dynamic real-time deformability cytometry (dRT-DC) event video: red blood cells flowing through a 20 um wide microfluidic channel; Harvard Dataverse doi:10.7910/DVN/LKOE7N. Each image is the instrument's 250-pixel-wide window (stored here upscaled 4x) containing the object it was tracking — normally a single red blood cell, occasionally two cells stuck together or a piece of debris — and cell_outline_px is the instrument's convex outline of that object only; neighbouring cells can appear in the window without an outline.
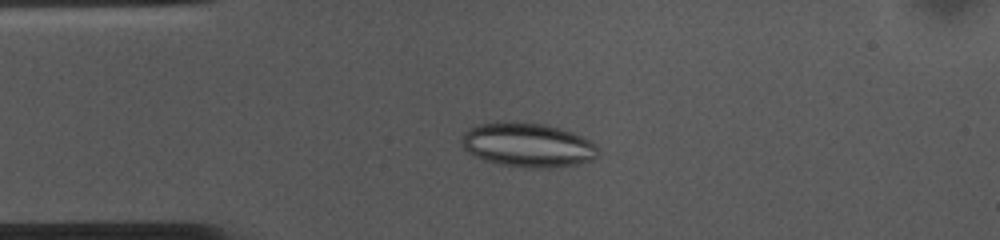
{"species": "common noctule bat (a hibernating species)", "species_latin": "Nyctalus noctula", "temperature_condition": "cold", "stored_images_in_passage": 46, "camera_frame_rate_fps": 3000, "um_per_image_px": 0.085, "animal": {"sex": "female", "body_mass_g": 10.0, "forearm_length_mm": 53.1}, "frame": {"image": 1, "passage_image": 4, "time_ms": 1.0, "image_size_px": [1000, 240], "cell_outline_px": [[600, 152], [592, 160], [576, 164], [552, 168], [524, 168], [500, 164], [484, 160], [472, 156], [460, 144], [460, 140], [464, 132], [468, 128], [480, 124], [496, 120], [516, 120], [544, 124], [560, 128], [572, 132], [596, 144], [600, 148]], "centroid_in_image_um": [44.81, 12.3], "position_along_channel_um": 40.2, "area_um2": 36.01}}
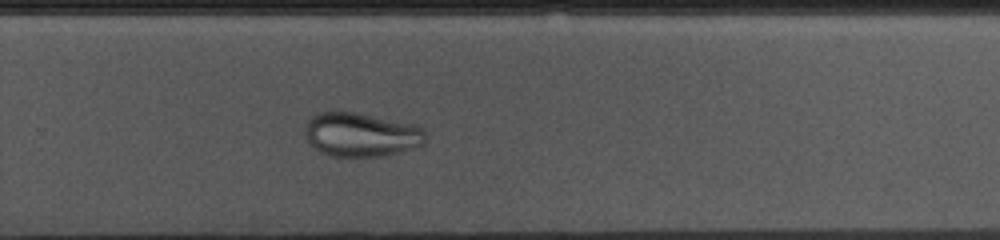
{"frame": {"image": 2, "passage_image": 27, "time_ms": 8.667, "image_size_px": [1000, 240], "cell_outline_px": [[424, 144], [388, 156], [332, 156], [320, 152], [308, 140], [304, 132], [308, 120], [316, 112], [356, 112], [420, 124], [424, 128]], "centroid_in_image_um": [30.74, 11.43], "position_along_channel_um": 299.1, "area_um2": 31.15}}
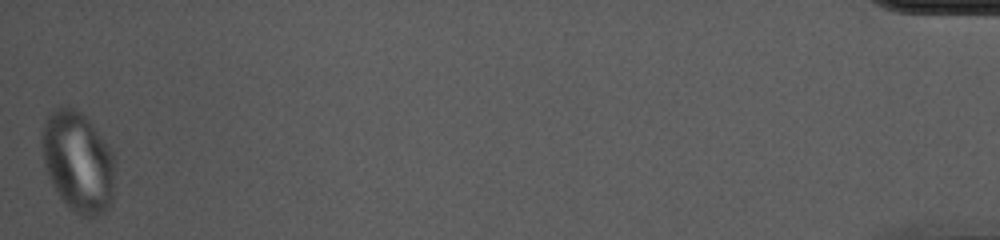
{"frame": {"image": 3, "passage_image": 46, "time_ms": 15.0, "image_size_px": [1000, 240], "cell_outline_px": [[116, 164], [112, 204], [104, 212], [96, 216], [80, 216], [68, 208], [56, 192], [48, 176], [44, 164], [44, 124], [48, 116], [56, 108], [76, 108], [88, 120], [112, 152]], "centroid_in_image_um": [6.68, 13.83], "position_along_channel_um": 428.5, "area_um2": 42.37}}